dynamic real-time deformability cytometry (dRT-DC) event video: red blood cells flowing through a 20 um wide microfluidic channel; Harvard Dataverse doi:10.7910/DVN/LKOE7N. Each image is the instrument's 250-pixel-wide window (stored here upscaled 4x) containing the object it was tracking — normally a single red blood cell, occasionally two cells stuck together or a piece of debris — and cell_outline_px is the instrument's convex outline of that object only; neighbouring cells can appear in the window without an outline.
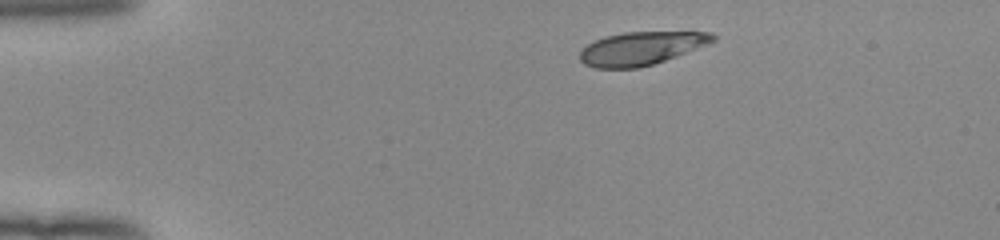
{"species": "human", "species_latin": "Homo sapiens", "temperature_condition": "room temperature", "stored_images_in_passage": 43, "camera_frame_rate_fps": 3000, "um_per_image_px": 0.085, "donor": {"sex": "female"}, "frame": {"image": 1, "passage_image": 1, "time_ms": 0.0, "image_size_px": [1000, 240], "cell_outline_px": [[716, 40], [676, 56], [640, 68], [596, 68], [584, 64], [580, 60], [580, 52], [588, 44], [604, 36], [624, 32], [712, 32], [716, 36]], "centroid_in_image_um": [54.48, 4.11], "position_along_channel_um": 30.5, "area_um2": 25.49}}
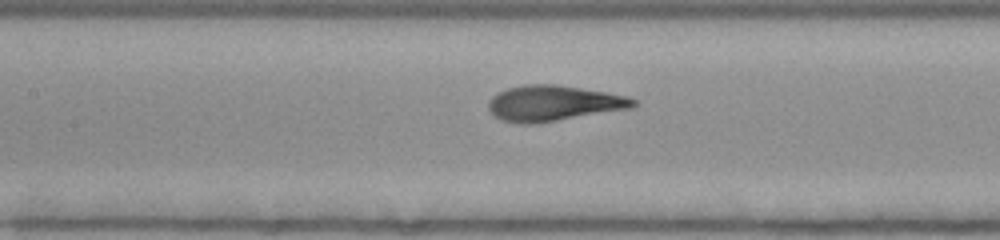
{"frame": {"image": 2, "passage_image": 16, "time_ms": 5.0, "image_size_px": [1000, 240], "cell_outline_px": [[640, 104], [632, 108], [532, 124], [520, 124], [500, 120], [488, 108], [488, 100], [496, 92], [508, 88], [524, 84], [552, 84], [580, 88], [628, 96], [636, 100]], "centroid_in_image_um": [47.03, 8.77], "position_along_channel_um": 160.4, "area_um2": 30.0}}
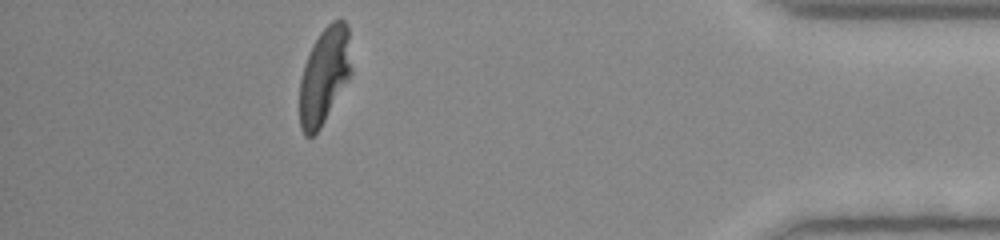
{"frame": {"image": 3, "passage_image": 38, "time_ms": 12.333, "image_size_px": [1000, 240], "cell_outline_px": [[348, 76], [320, 128], [312, 136], [304, 136], [300, 128], [300, 80], [304, 64], [312, 44], [320, 32], [332, 20], [344, 20], [348, 24]], "centroid_in_image_um": [27.49, 6.42], "position_along_channel_um": 407.7, "area_um2": 27.92}, "authors_computed_cell_mechanics": {"area_um2": 29.0156, "velocity_mm_per_s": 3.9828, "shape_relaxation_time_tau1_ms": 3.5962, "shape_relaxation_time_tau2_ms": null, "deformation_change_tau1": 0.1884, "deformation_change_tau2": null}}